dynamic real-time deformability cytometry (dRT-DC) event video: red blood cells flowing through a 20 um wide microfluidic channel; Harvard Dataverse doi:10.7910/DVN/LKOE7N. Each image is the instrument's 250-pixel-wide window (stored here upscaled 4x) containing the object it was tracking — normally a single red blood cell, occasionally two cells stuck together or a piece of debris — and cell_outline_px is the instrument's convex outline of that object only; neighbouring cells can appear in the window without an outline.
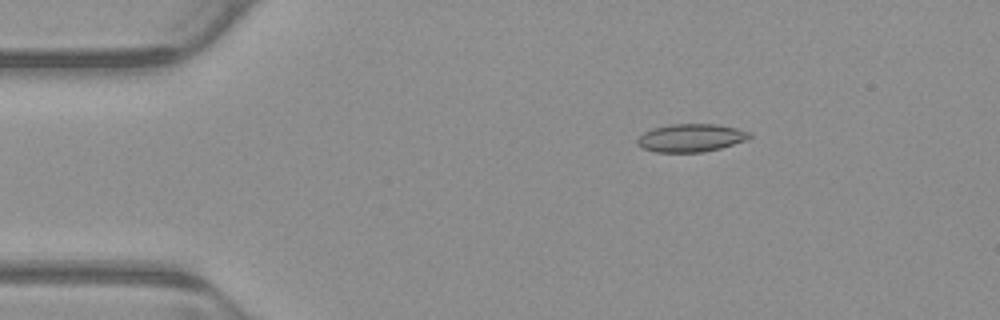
{"species": "common noctule bat (a hibernating species)", "species_latin": "Nyctalus noctula", "temperature_condition": "warm", "stored_images_in_passage": 3, "camera_frame_rate_fps": 3000, "um_per_image_px": 0.085, "animal": {"sex": "male", "body_mass_g": 23.1, "forearm_length_mm": 52.7}, "frame": {"image": 1, "passage_image": 1, "time_ms": 0.0, "image_size_px": [1000, 320], "cell_outline_px": [[752, 136], [748, 140], [720, 148], [704, 152], [656, 152], [644, 148], [636, 144], [636, 140], [644, 132], [652, 128], [672, 124], [716, 124], [736, 128], [752, 132]], "centroid_in_image_um": [58.76, 11.71], "position_along_channel_um": 26.2, "area_um2": 18.38}}
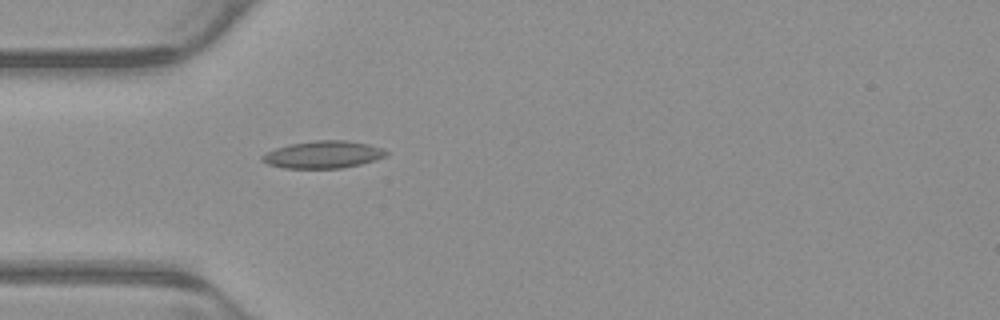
{"frame": {"image": 2, "passage_image": 3, "time_ms": 0.667, "image_size_px": [1000, 320], "cell_outline_px": [[388, 152], [384, 156], [376, 160], [360, 164], [340, 168], [284, 168], [268, 164], [260, 160], [260, 156], [276, 148], [288, 144], [316, 140], [348, 140], [368, 144], [384, 148]], "centroid_in_image_um": [27.46, 13.13], "position_along_channel_um": 57.5, "area_um2": 19.77}}